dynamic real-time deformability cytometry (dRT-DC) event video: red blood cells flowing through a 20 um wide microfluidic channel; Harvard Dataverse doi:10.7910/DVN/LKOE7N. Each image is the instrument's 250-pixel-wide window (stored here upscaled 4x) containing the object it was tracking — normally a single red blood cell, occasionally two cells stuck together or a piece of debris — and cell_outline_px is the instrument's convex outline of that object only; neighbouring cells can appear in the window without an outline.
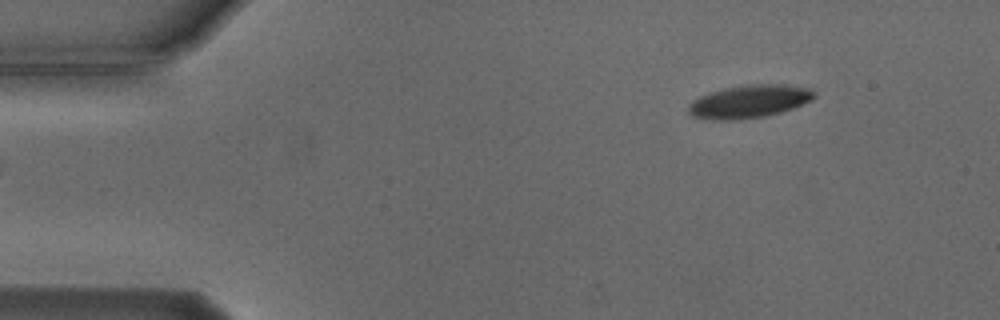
{"species": "Egyptian fruit bat (a non-hibernating species)", "species_latin": "Rousettus aegyptiacus", "temperature_condition": "cold", "stored_images_in_passage": 2, "camera_frame_rate_fps": 3000, "um_per_image_px": 0.085, "animal": {"sex": "male"}, "frame": {"image": 1, "passage_image": 2, "time_ms": 1.0, "image_size_px": [1000, 320], "cell_outline_px": [[816, 96], [812, 100], [792, 108], [780, 112], [764, 116], [728, 120], [712, 120], [692, 116], [688, 112], [688, 104], [692, 100], [708, 92], [724, 88], [748, 84], [784, 84], [808, 88], [816, 92]], "centroid_in_image_um": [63.66, 8.61], "position_along_channel_um": 21.3, "area_um2": 24.16}}